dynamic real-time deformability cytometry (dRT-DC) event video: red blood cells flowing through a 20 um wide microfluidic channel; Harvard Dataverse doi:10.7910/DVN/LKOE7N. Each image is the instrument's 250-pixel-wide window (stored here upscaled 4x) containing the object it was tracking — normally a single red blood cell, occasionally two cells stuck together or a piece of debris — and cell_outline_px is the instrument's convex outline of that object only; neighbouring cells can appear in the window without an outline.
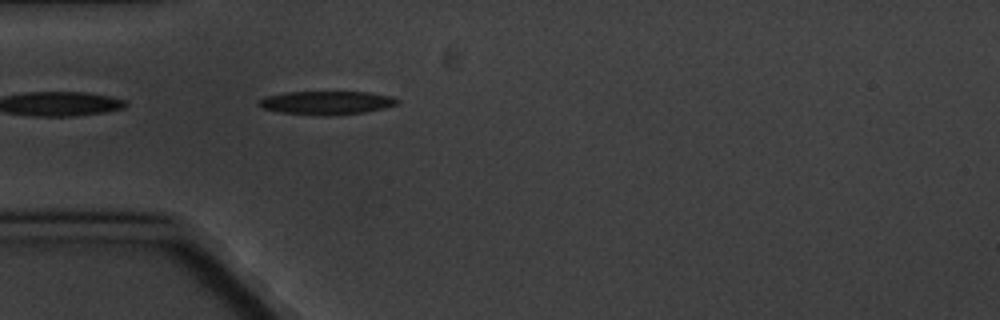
{"species": "common noctule bat (a hibernating species)", "species_latin": "Nyctalus noctula", "temperature_condition": "cold", "stored_images_in_passage": 1, "camera_frame_rate_fps": 3000, "um_per_image_px": 0.085, "animal": {"sex": "male", "body_mass_g": 20.1, "forearm_length_mm": 53.5}, "frame": {"image": 1, "passage_image": 1, "time_ms": 0.0, "image_size_px": [1000, 320], "cell_outline_px": [[400, 100], [396, 104], [384, 108], [364, 112], [324, 116], [280, 112], [260, 108], [256, 104], [260, 100], [268, 96], [284, 92], [368, 92], [388, 96]], "centroid_in_image_um": [27.71, 8.74], "position_along_channel_um": 57.3, "area_um2": 18.79}}